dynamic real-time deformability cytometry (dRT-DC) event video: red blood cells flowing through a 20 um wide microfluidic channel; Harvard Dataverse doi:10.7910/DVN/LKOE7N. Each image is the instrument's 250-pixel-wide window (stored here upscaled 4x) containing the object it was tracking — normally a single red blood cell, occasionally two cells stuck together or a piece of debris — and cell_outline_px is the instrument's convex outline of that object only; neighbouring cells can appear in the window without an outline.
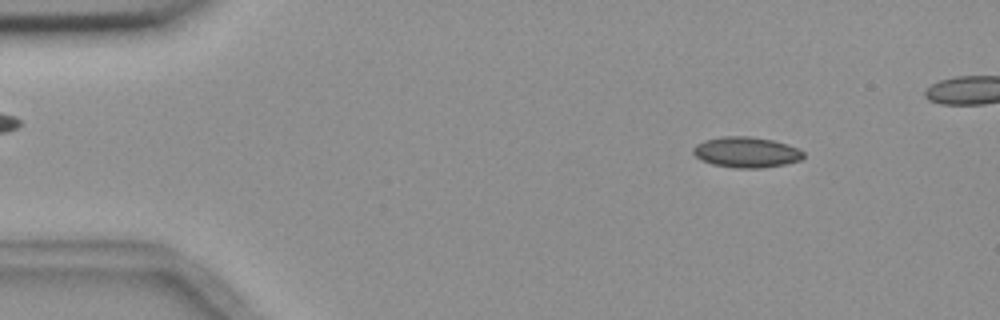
{"species": "common noctule bat (a hibernating species)", "species_latin": "Nyctalus noctula", "temperature_condition": "room temperature", "stored_images_in_passage": 9, "camera_frame_rate_fps": 3000, "um_per_image_px": 0.085, "animal": {"sex": "female", "body_mass_g": 18.4}, "frame": {"image": 1, "passage_image": 3, "time_ms": 2.333, "image_size_px": [1000, 320], "cell_outline_px": [[804, 156], [800, 160], [784, 164], [764, 168], [736, 168], [712, 164], [700, 160], [692, 152], [692, 148], [696, 144], [704, 140], [724, 136], [748, 136], [772, 140], [788, 144], [804, 152]], "centroid_in_image_um": [63.41, 12.94], "position_along_channel_um": 21.6, "area_um2": 19.71}}
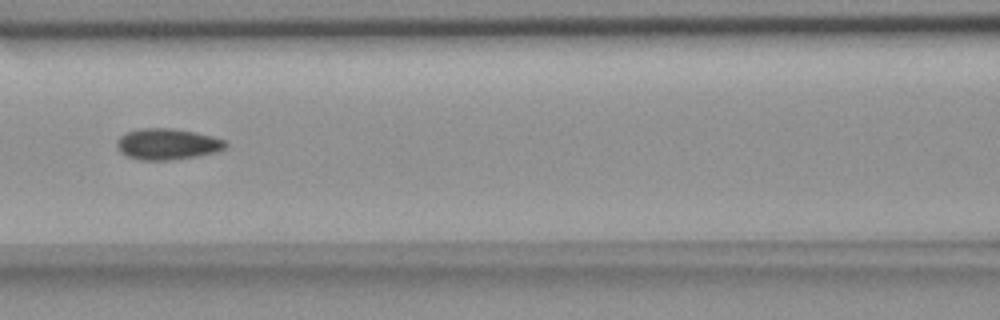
{"frame": {"image": 2, "passage_image": 8, "time_ms": 8.0, "image_size_px": [1000, 320], "cell_outline_px": [[228, 148], [216, 152], [196, 156], [168, 160], [140, 160], [128, 156], [120, 152], [116, 144], [116, 140], [124, 132], [140, 128], [172, 128], [196, 132], [212, 136], [224, 140], [228, 144]], "centroid_in_image_um": [14.22, 12.24], "position_along_channel_um": 152.4, "area_um2": 19.88}}
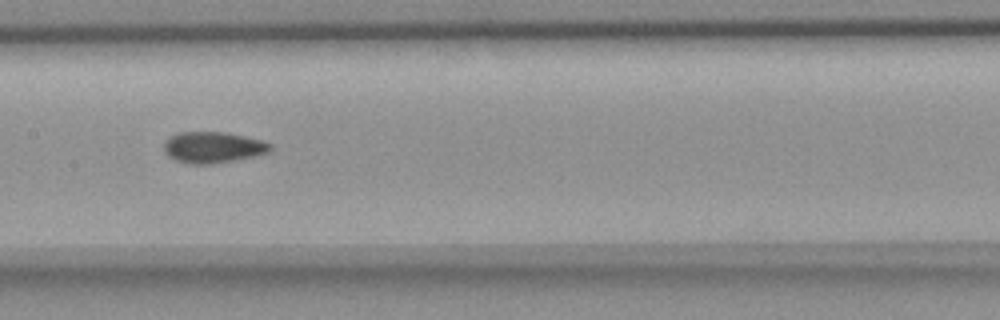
{"frame": {"image": 3, "passage_image": 9, "time_ms": 9.0, "image_size_px": [1000, 320], "cell_outline_px": [[272, 152], [232, 160], [208, 164], [188, 164], [176, 160], [168, 156], [164, 152], [164, 140], [168, 136], [176, 132], [228, 132], [264, 140], [272, 144]], "centroid_in_image_um": [18.09, 12.5], "position_along_channel_um": 189.3, "area_um2": 19.59}}